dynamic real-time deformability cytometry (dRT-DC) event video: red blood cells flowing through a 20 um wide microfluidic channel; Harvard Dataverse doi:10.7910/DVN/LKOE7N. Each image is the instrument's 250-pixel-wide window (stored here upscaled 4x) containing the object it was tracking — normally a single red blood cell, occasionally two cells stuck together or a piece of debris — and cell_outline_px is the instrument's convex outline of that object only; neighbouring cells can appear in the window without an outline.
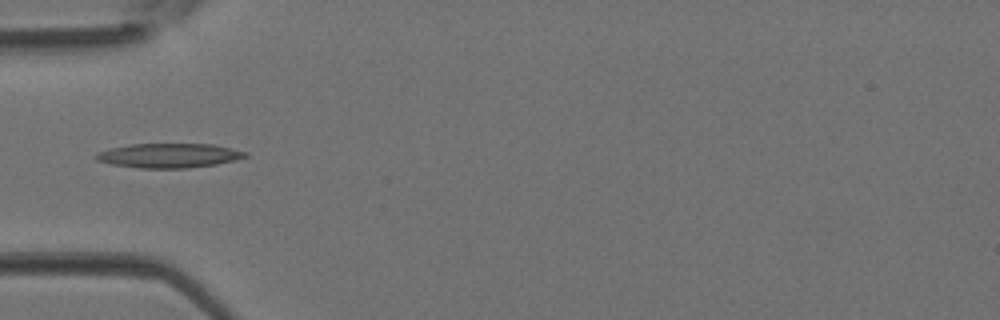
{"species": "Egyptian fruit bat (a non-hibernating species)", "species_latin": "Rousettus aegyptiacus", "temperature_condition": "room temperature", "stored_images_in_passage": 3, "camera_frame_rate_fps": 3000, "um_per_image_px": 0.085, "animal": {"sex": "female"}, "frame": {"image": 1, "passage_image": 3, "time_ms": 0.667, "image_size_px": [1000, 320], "cell_outline_px": [[248, 156], [216, 164], [184, 168], [140, 168], [112, 164], [96, 160], [92, 156], [96, 152], [108, 148], [132, 144], [212, 144], [248, 152]], "centroid_in_image_um": [14.29, 13.21], "position_along_channel_um": 70.7, "area_um2": 21.15}}